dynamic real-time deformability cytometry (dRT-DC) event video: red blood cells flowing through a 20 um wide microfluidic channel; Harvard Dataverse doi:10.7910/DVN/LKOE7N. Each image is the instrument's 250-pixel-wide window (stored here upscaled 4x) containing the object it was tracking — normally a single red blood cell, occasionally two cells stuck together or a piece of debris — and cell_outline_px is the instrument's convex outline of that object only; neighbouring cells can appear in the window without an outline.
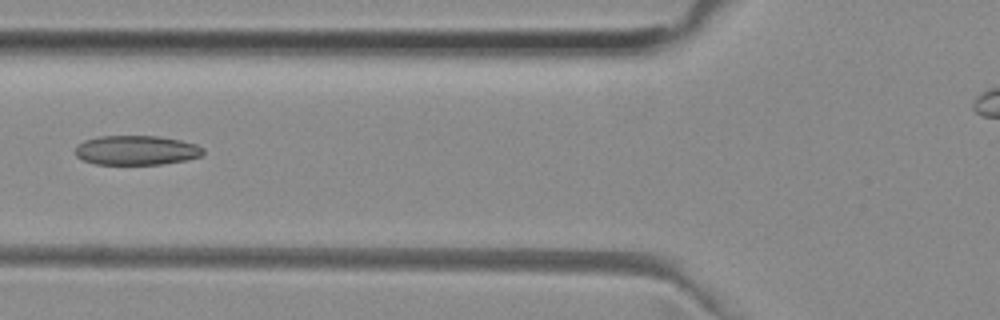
{"species": "common noctule bat (a hibernating species)", "species_latin": "Nyctalus noctula", "temperature_condition": "room temperature", "stored_images_in_passage": 7, "segment_of_instrument_passage": [1, 2], "camera_frame_rate_fps": 3000, "um_per_image_px": 0.085, "animal": {"sex": "female", "body_mass_g": 29.2, "forearm_length_mm": 56.3}, "frame": {"image": 1, "passage_image": 6, "time_ms": 1.667, "image_size_px": [1000, 320], "cell_outline_px": [[204, 152], [200, 156], [184, 160], [160, 164], [96, 164], [84, 160], [76, 156], [76, 144], [84, 140], [100, 136], [160, 136], [180, 140], [196, 144], [204, 148]], "centroid_in_image_um": [11.58, 12.76], "position_along_channel_um": 114.2, "area_um2": 21.91}}